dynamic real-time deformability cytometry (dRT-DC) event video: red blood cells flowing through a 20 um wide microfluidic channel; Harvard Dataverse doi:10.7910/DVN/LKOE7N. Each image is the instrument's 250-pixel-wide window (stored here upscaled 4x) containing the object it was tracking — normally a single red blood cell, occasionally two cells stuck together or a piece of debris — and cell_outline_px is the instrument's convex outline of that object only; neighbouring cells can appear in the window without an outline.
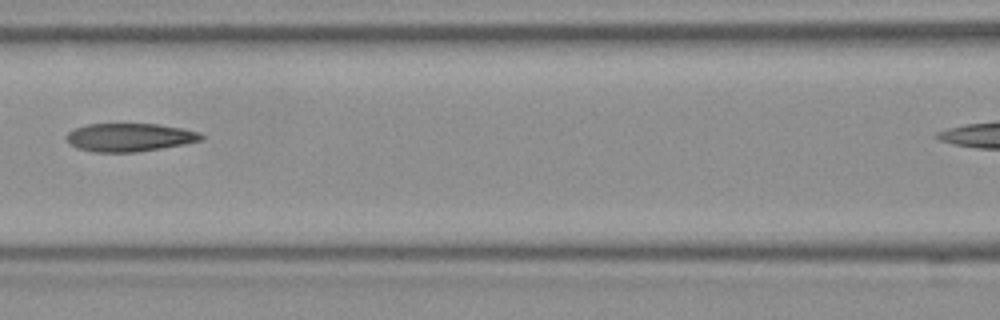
{"species": "Egyptian fruit bat (a non-hibernating species)", "species_latin": "Rousettus aegyptiacus", "temperature_condition": "room temperature", "stored_images_in_passage": 6, "segment_of_instrument_passage": [1, 2], "camera_frame_rate_fps": 3000, "um_per_image_px": 0.085, "frame": {"image": 1, "passage_image": 5, "time_ms": 1.333, "image_size_px": [1000, 320], "cell_outline_px": [[204, 136], [200, 140], [184, 144], [136, 152], [92, 152], [76, 148], [64, 136], [68, 132], [76, 128], [88, 124], [160, 124], [200, 132]], "centroid_in_image_um": [10.99, 11.67], "position_along_channel_um": 155.6, "area_um2": 22.02}}